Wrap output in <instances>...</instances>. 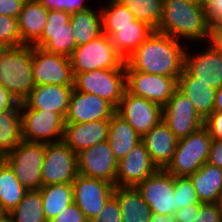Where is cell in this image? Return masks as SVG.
Wrapping results in <instances>:
<instances>
[{
    "label": "cell",
    "mask_w": 222,
    "mask_h": 222,
    "mask_svg": "<svg viewBox=\"0 0 222 222\" xmlns=\"http://www.w3.org/2000/svg\"><path fill=\"white\" fill-rule=\"evenodd\" d=\"M0 41L7 47H21L18 19L11 16L0 15Z\"/></svg>",
    "instance_id": "obj_38"
},
{
    "label": "cell",
    "mask_w": 222,
    "mask_h": 222,
    "mask_svg": "<svg viewBox=\"0 0 222 222\" xmlns=\"http://www.w3.org/2000/svg\"><path fill=\"white\" fill-rule=\"evenodd\" d=\"M157 170L141 141L118 161L115 187H136Z\"/></svg>",
    "instance_id": "obj_18"
},
{
    "label": "cell",
    "mask_w": 222,
    "mask_h": 222,
    "mask_svg": "<svg viewBox=\"0 0 222 222\" xmlns=\"http://www.w3.org/2000/svg\"><path fill=\"white\" fill-rule=\"evenodd\" d=\"M84 1L86 0H58V10L73 14L90 8Z\"/></svg>",
    "instance_id": "obj_46"
},
{
    "label": "cell",
    "mask_w": 222,
    "mask_h": 222,
    "mask_svg": "<svg viewBox=\"0 0 222 222\" xmlns=\"http://www.w3.org/2000/svg\"><path fill=\"white\" fill-rule=\"evenodd\" d=\"M141 141L158 169H165L171 162L178 143V139L163 120L144 134Z\"/></svg>",
    "instance_id": "obj_23"
},
{
    "label": "cell",
    "mask_w": 222,
    "mask_h": 222,
    "mask_svg": "<svg viewBox=\"0 0 222 222\" xmlns=\"http://www.w3.org/2000/svg\"><path fill=\"white\" fill-rule=\"evenodd\" d=\"M207 45L222 54V27H209Z\"/></svg>",
    "instance_id": "obj_48"
},
{
    "label": "cell",
    "mask_w": 222,
    "mask_h": 222,
    "mask_svg": "<svg viewBox=\"0 0 222 222\" xmlns=\"http://www.w3.org/2000/svg\"><path fill=\"white\" fill-rule=\"evenodd\" d=\"M74 90L95 94L115 109L126 91L125 69H96L89 72L77 73L74 76Z\"/></svg>",
    "instance_id": "obj_7"
},
{
    "label": "cell",
    "mask_w": 222,
    "mask_h": 222,
    "mask_svg": "<svg viewBox=\"0 0 222 222\" xmlns=\"http://www.w3.org/2000/svg\"><path fill=\"white\" fill-rule=\"evenodd\" d=\"M48 9L36 0H27L18 17L22 43L33 46L42 36Z\"/></svg>",
    "instance_id": "obj_24"
},
{
    "label": "cell",
    "mask_w": 222,
    "mask_h": 222,
    "mask_svg": "<svg viewBox=\"0 0 222 222\" xmlns=\"http://www.w3.org/2000/svg\"><path fill=\"white\" fill-rule=\"evenodd\" d=\"M189 178L201 203H217L222 193V168L206 162Z\"/></svg>",
    "instance_id": "obj_29"
},
{
    "label": "cell",
    "mask_w": 222,
    "mask_h": 222,
    "mask_svg": "<svg viewBox=\"0 0 222 222\" xmlns=\"http://www.w3.org/2000/svg\"><path fill=\"white\" fill-rule=\"evenodd\" d=\"M187 1L191 2V3H195V4L200 5L202 7L206 6V0H187Z\"/></svg>",
    "instance_id": "obj_54"
},
{
    "label": "cell",
    "mask_w": 222,
    "mask_h": 222,
    "mask_svg": "<svg viewBox=\"0 0 222 222\" xmlns=\"http://www.w3.org/2000/svg\"><path fill=\"white\" fill-rule=\"evenodd\" d=\"M150 222H176L175 214L163 215L152 213Z\"/></svg>",
    "instance_id": "obj_50"
},
{
    "label": "cell",
    "mask_w": 222,
    "mask_h": 222,
    "mask_svg": "<svg viewBox=\"0 0 222 222\" xmlns=\"http://www.w3.org/2000/svg\"><path fill=\"white\" fill-rule=\"evenodd\" d=\"M204 51L191 56L186 49L184 57V70L199 82L211 88L222 87V54L214 51L209 45Z\"/></svg>",
    "instance_id": "obj_20"
},
{
    "label": "cell",
    "mask_w": 222,
    "mask_h": 222,
    "mask_svg": "<svg viewBox=\"0 0 222 222\" xmlns=\"http://www.w3.org/2000/svg\"><path fill=\"white\" fill-rule=\"evenodd\" d=\"M27 191L15 176L14 171L0 158V212L9 213L13 210Z\"/></svg>",
    "instance_id": "obj_30"
},
{
    "label": "cell",
    "mask_w": 222,
    "mask_h": 222,
    "mask_svg": "<svg viewBox=\"0 0 222 222\" xmlns=\"http://www.w3.org/2000/svg\"><path fill=\"white\" fill-rule=\"evenodd\" d=\"M126 88L163 108L178 89V78L126 70Z\"/></svg>",
    "instance_id": "obj_12"
},
{
    "label": "cell",
    "mask_w": 222,
    "mask_h": 222,
    "mask_svg": "<svg viewBox=\"0 0 222 222\" xmlns=\"http://www.w3.org/2000/svg\"><path fill=\"white\" fill-rule=\"evenodd\" d=\"M70 22L74 29L76 47L84 45L102 34V18L100 9L95 12L88 8L71 14Z\"/></svg>",
    "instance_id": "obj_31"
},
{
    "label": "cell",
    "mask_w": 222,
    "mask_h": 222,
    "mask_svg": "<svg viewBox=\"0 0 222 222\" xmlns=\"http://www.w3.org/2000/svg\"><path fill=\"white\" fill-rule=\"evenodd\" d=\"M73 87L53 84L35 85L23 101L19 102V106L56 112L65 119Z\"/></svg>",
    "instance_id": "obj_21"
},
{
    "label": "cell",
    "mask_w": 222,
    "mask_h": 222,
    "mask_svg": "<svg viewBox=\"0 0 222 222\" xmlns=\"http://www.w3.org/2000/svg\"><path fill=\"white\" fill-rule=\"evenodd\" d=\"M43 210L48 222L73 203L72 183L42 186Z\"/></svg>",
    "instance_id": "obj_33"
},
{
    "label": "cell",
    "mask_w": 222,
    "mask_h": 222,
    "mask_svg": "<svg viewBox=\"0 0 222 222\" xmlns=\"http://www.w3.org/2000/svg\"><path fill=\"white\" fill-rule=\"evenodd\" d=\"M113 196L119 204L122 222H150L152 210L136 187H115Z\"/></svg>",
    "instance_id": "obj_27"
},
{
    "label": "cell",
    "mask_w": 222,
    "mask_h": 222,
    "mask_svg": "<svg viewBox=\"0 0 222 222\" xmlns=\"http://www.w3.org/2000/svg\"><path fill=\"white\" fill-rule=\"evenodd\" d=\"M9 214L13 222H48L40 190H28L21 202Z\"/></svg>",
    "instance_id": "obj_34"
},
{
    "label": "cell",
    "mask_w": 222,
    "mask_h": 222,
    "mask_svg": "<svg viewBox=\"0 0 222 222\" xmlns=\"http://www.w3.org/2000/svg\"><path fill=\"white\" fill-rule=\"evenodd\" d=\"M70 17L68 12L49 10L43 34L33 46L70 57L76 48Z\"/></svg>",
    "instance_id": "obj_13"
},
{
    "label": "cell",
    "mask_w": 222,
    "mask_h": 222,
    "mask_svg": "<svg viewBox=\"0 0 222 222\" xmlns=\"http://www.w3.org/2000/svg\"><path fill=\"white\" fill-rule=\"evenodd\" d=\"M108 142L117 161H120L138 143L141 136L116 112L110 118Z\"/></svg>",
    "instance_id": "obj_28"
},
{
    "label": "cell",
    "mask_w": 222,
    "mask_h": 222,
    "mask_svg": "<svg viewBox=\"0 0 222 222\" xmlns=\"http://www.w3.org/2000/svg\"><path fill=\"white\" fill-rule=\"evenodd\" d=\"M78 175L77 154L63 141L45 146L42 186L72 183Z\"/></svg>",
    "instance_id": "obj_10"
},
{
    "label": "cell",
    "mask_w": 222,
    "mask_h": 222,
    "mask_svg": "<svg viewBox=\"0 0 222 222\" xmlns=\"http://www.w3.org/2000/svg\"><path fill=\"white\" fill-rule=\"evenodd\" d=\"M73 202L89 222L97 217L113 195L115 185L107 181L78 174L72 182Z\"/></svg>",
    "instance_id": "obj_11"
},
{
    "label": "cell",
    "mask_w": 222,
    "mask_h": 222,
    "mask_svg": "<svg viewBox=\"0 0 222 222\" xmlns=\"http://www.w3.org/2000/svg\"><path fill=\"white\" fill-rule=\"evenodd\" d=\"M205 11L209 27H222V0H206Z\"/></svg>",
    "instance_id": "obj_41"
},
{
    "label": "cell",
    "mask_w": 222,
    "mask_h": 222,
    "mask_svg": "<svg viewBox=\"0 0 222 222\" xmlns=\"http://www.w3.org/2000/svg\"><path fill=\"white\" fill-rule=\"evenodd\" d=\"M0 222H13L9 213L0 212Z\"/></svg>",
    "instance_id": "obj_53"
},
{
    "label": "cell",
    "mask_w": 222,
    "mask_h": 222,
    "mask_svg": "<svg viewBox=\"0 0 222 222\" xmlns=\"http://www.w3.org/2000/svg\"><path fill=\"white\" fill-rule=\"evenodd\" d=\"M22 139L37 143H58L63 140L65 119L56 112L20 107Z\"/></svg>",
    "instance_id": "obj_8"
},
{
    "label": "cell",
    "mask_w": 222,
    "mask_h": 222,
    "mask_svg": "<svg viewBox=\"0 0 222 222\" xmlns=\"http://www.w3.org/2000/svg\"><path fill=\"white\" fill-rule=\"evenodd\" d=\"M207 163L222 168V140L212 139Z\"/></svg>",
    "instance_id": "obj_47"
},
{
    "label": "cell",
    "mask_w": 222,
    "mask_h": 222,
    "mask_svg": "<svg viewBox=\"0 0 222 222\" xmlns=\"http://www.w3.org/2000/svg\"><path fill=\"white\" fill-rule=\"evenodd\" d=\"M50 222H88V221L86 220L81 210L73 202Z\"/></svg>",
    "instance_id": "obj_43"
},
{
    "label": "cell",
    "mask_w": 222,
    "mask_h": 222,
    "mask_svg": "<svg viewBox=\"0 0 222 222\" xmlns=\"http://www.w3.org/2000/svg\"><path fill=\"white\" fill-rule=\"evenodd\" d=\"M181 41L153 31L125 60V70L179 78L184 70L186 47Z\"/></svg>",
    "instance_id": "obj_1"
},
{
    "label": "cell",
    "mask_w": 222,
    "mask_h": 222,
    "mask_svg": "<svg viewBox=\"0 0 222 222\" xmlns=\"http://www.w3.org/2000/svg\"><path fill=\"white\" fill-rule=\"evenodd\" d=\"M45 146L46 143L22 140L13 150L2 157L27 190H40L42 187L41 170Z\"/></svg>",
    "instance_id": "obj_6"
},
{
    "label": "cell",
    "mask_w": 222,
    "mask_h": 222,
    "mask_svg": "<svg viewBox=\"0 0 222 222\" xmlns=\"http://www.w3.org/2000/svg\"><path fill=\"white\" fill-rule=\"evenodd\" d=\"M214 111L222 112V87L216 90L215 101H214Z\"/></svg>",
    "instance_id": "obj_51"
},
{
    "label": "cell",
    "mask_w": 222,
    "mask_h": 222,
    "mask_svg": "<svg viewBox=\"0 0 222 222\" xmlns=\"http://www.w3.org/2000/svg\"><path fill=\"white\" fill-rule=\"evenodd\" d=\"M211 143L212 137L204 126L178 139L172 160L165 170L177 177H189L207 162Z\"/></svg>",
    "instance_id": "obj_4"
},
{
    "label": "cell",
    "mask_w": 222,
    "mask_h": 222,
    "mask_svg": "<svg viewBox=\"0 0 222 222\" xmlns=\"http://www.w3.org/2000/svg\"><path fill=\"white\" fill-rule=\"evenodd\" d=\"M200 204H194L189 207H183L175 212L176 222H194L198 216Z\"/></svg>",
    "instance_id": "obj_45"
},
{
    "label": "cell",
    "mask_w": 222,
    "mask_h": 222,
    "mask_svg": "<svg viewBox=\"0 0 222 222\" xmlns=\"http://www.w3.org/2000/svg\"><path fill=\"white\" fill-rule=\"evenodd\" d=\"M43 4L48 10H58V0H36Z\"/></svg>",
    "instance_id": "obj_52"
},
{
    "label": "cell",
    "mask_w": 222,
    "mask_h": 222,
    "mask_svg": "<svg viewBox=\"0 0 222 222\" xmlns=\"http://www.w3.org/2000/svg\"><path fill=\"white\" fill-rule=\"evenodd\" d=\"M174 196L176 197V211L201 203L189 177L174 176Z\"/></svg>",
    "instance_id": "obj_37"
},
{
    "label": "cell",
    "mask_w": 222,
    "mask_h": 222,
    "mask_svg": "<svg viewBox=\"0 0 222 222\" xmlns=\"http://www.w3.org/2000/svg\"><path fill=\"white\" fill-rule=\"evenodd\" d=\"M217 204L219 206V210H220V213H221V216H222V193L218 198Z\"/></svg>",
    "instance_id": "obj_55"
},
{
    "label": "cell",
    "mask_w": 222,
    "mask_h": 222,
    "mask_svg": "<svg viewBox=\"0 0 222 222\" xmlns=\"http://www.w3.org/2000/svg\"><path fill=\"white\" fill-rule=\"evenodd\" d=\"M134 15L135 19L145 22L154 30L158 27L163 0H117Z\"/></svg>",
    "instance_id": "obj_35"
},
{
    "label": "cell",
    "mask_w": 222,
    "mask_h": 222,
    "mask_svg": "<svg viewBox=\"0 0 222 222\" xmlns=\"http://www.w3.org/2000/svg\"><path fill=\"white\" fill-rule=\"evenodd\" d=\"M110 119L65 123L63 142L76 154L108 139Z\"/></svg>",
    "instance_id": "obj_22"
},
{
    "label": "cell",
    "mask_w": 222,
    "mask_h": 222,
    "mask_svg": "<svg viewBox=\"0 0 222 222\" xmlns=\"http://www.w3.org/2000/svg\"><path fill=\"white\" fill-rule=\"evenodd\" d=\"M115 108L105 99L91 93L72 90L65 123H86L110 119Z\"/></svg>",
    "instance_id": "obj_19"
},
{
    "label": "cell",
    "mask_w": 222,
    "mask_h": 222,
    "mask_svg": "<svg viewBox=\"0 0 222 222\" xmlns=\"http://www.w3.org/2000/svg\"><path fill=\"white\" fill-rule=\"evenodd\" d=\"M78 174L101 179L115 185L118 161L108 140L100 142L77 154Z\"/></svg>",
    "instance_id": "obj_17"
},
{
    "label": "cell",
    "mask_w": 222,
    "mask_h": 222,
    "mask_svg": "<svg viewBox=\"0 0 222 222\" xmlns=\"http://www.w3.org/2000/svg\"><path fill=\"white\" fill-rule=\"evenodd\" d=\"M89 222H122V214L117 199L112 195L98 216Z\"/></svg>",
    "instance_id": "obj_39"
},
{
    "label": "cell",
    "mask_w": 222,
    "mask_h": 222,
    "mask_svg": "<svg viewBox=\"0 0 222 222\" xmlns=\"http://www.w3.org/2000/svg\"><path fill=\"white\" fill-rule=\"evenodd\" d=\"M194 222H222L218 204L200 203V210Z\"/></svg>",
    "instance_id": "obj_40"
},
{
    "label": "cell",
    "mask_w": 222,
    "mask_h": 222,
    "mask_svg": "<svg viewBox=\"0 0 222 222\" xmlns=\"http://www.w3.org/2000/svg\"><path fill=\"white\" fill-rule=\"evenodd\" d=\"M152 213L175 214L174 175L165 169H158L136 186Z\"/></svg>",
    "instance_id": "obj_14"
},
{
    "label": "cell",
    "mask_w": 222,
    "mask_h": 222,
    "mask_svg": "<svg viewBox=\"0 0 222 222\" xmlns=\"http://www.w3.org/2000/svg\"><path fill=\"white\" fill-rule=\"evenodd\" d=\"M205 7L187 0H163L162 15L155 31L179 40L206 43L209 37Z\"/></svg>",
    "instance_id": "obj_2"
},
{
    "label": "cell",
    "mask_w": 222,
    "mask_h": 222,
    "mask_svg": "<svg viewBox=\"0 0 222 222\" xmlns=\"http://www.w3.org/2000/svg\"><path fill=\"white\" fill-rule=\"evenodd\" d=\"M8 47L0 41V55L7 49Z\"/></svg>",
    "instance_id": "obj_56"
},
{
    "label": "cell",
    "mask_w": 222,
    "mask_h": 222,
    "mask_svg": "<svg viewBox=\"0 0 222 222\" xmlns=\"http://www.w3.org/2000/svg\"><path fill=\"white\" fill-rule=\"evenodd\" d=\"M32 75L35 85L74 86L70 58L32 46Z\"/></svg>",
    "instance_id": "obj_9"
},
{
    "label": "cell",
    "mask_w": 222,
    "mask_h": 222,
    "mask_svg": "<svg viewBox=\"0 0 222 222\" xmlns=\"http://www.w3.org/2000/svg\"><path fill=\"white\" fill-rule=\"evenodd\" d=\"M162 120L177 139L187 137L204 126V120L195 110L190 99L178 89L163 107Z\"/></svg>",
    "instance_id": "obj_16"
},
{
    "label": "cell",
    "mask_w": 222,
    "mask_h": 222,
    "mask_svg": "<svg viewBox=\"0 0 222 222\" xmlns=\"http://www.w3.org/2000/svg\"><path fill=\"white\" fill-rule=\"evenodd\" d=\"M69 58L74 76L96 69H125V59L115 50L111 39L104 33L76 47Z\"/></svg>",
    "instance_id": "obj_5"
},
{
    "label": "cell",
    "mask_w": 222,
    "mask_h": 222,
    "mask_svg": "<svg viewBox=\"0 0 222 222\" xmlns=\"http://www.w3.org/2000/svg\"><path fill=\"white\" fill-rule=\"evenodd\" d=\"M21 112L19 104L0 112V158L22 141Z\"/></svg>",
    "instance_id": "obj_32"
},
{
    "label": "cell",
    "mask_w": 222,
    "mask_h": 222,
    "mask_svg": "<svg viewBox=\"0 0 222 222\" xmlns=\"http://www.w3.org/2000/svg\"><path fill=\"white\" fill-rule=\"evenodd\" d=\"M108 5L101 7L102 27L149 26L135 19L134 15L117 0L107 1Z\"/></svg>",
    "instance_id": "obj_36"
},
{
    "label": "cell",
    "mask_w": 222,
    "mask_h": 222,
    "mask_svg": "<svg viewBox=\"0 0 222 222\" xmlns=\"http://www.w3.org/2000/svg\"><path fill=\"white\" fill-rule=\"evenodd\" d=\"M0 86L18 102L34 88L31 45L8 47L0 55Z\"/></svg>",
    "instance_id": "obj_3"
},
{
    "label": "cell",
    "mask_w": 222,
    "mask_h": 222,
    "mask_svg": "<svg viewBox=\"0 0 222 222\" xmlns=\"http://www.w3.org/2000/svg\"><path fill=\"white\" fill-rule=\"evenodd\" d=\"M178 90L190 99L203 120L214 111L216 89L199 82L185 70L178 78Z\"/></svg>",
    "instance_id": "obj_25"
},
{
    "label": "cell",
    "mask_w": 222,
    "mask_h": 222,
    "mask_svg": "<svg viewBox=\"0 0 222 222\" xmlns=\"http://www.w3.org/2000/svg\"><path fill=\"white\" fill-rule=\"evenodd\" d=\"M19 102L6 89L0 86V112L15 108Z\"/></svg>",
    "instance_id": "obj_49"
},
{
    "label": "cell",
    "mask_w": 222,
    "mask_h": 222,
    "mask_svg": "<svg viewBox=\"0 0 222 222\" xmlns=\"http://www.w3.org/2000/svg\"><path fill=\"white\" fill-rule=\"evenodd\" d=\"M154 31L151 26L102 27L115 50L127 59Z\"/></svg>",
    "instance_id": "obj_26"
},
{
    "label": "cell",
    "mask_w": 222,
    "mask_h": 222,
    "mask_svg": "<svg viewBox=\"0 0 222 222\" xmlns=\"http://www.w3.org/2000/svg\"><path fill=\"white\" fill-rule=\"evenodd\" d=\"M27 0H0V15L19 17Z\"/></svg>",
    "instance_id": "obj_44"
},
{
    "label": "cell",
    "mask_w": 222,
    "mask_h": 222,
    "mask_svg": "<svg viewBox=\"0 0 222 222\" xmlns=\"http://www.w3.org/2000/svg\"><path fill=\"white\" fill-rule=\"evenodd\" d=\"M204 127L212 139L222 140V112L213 111L205 120Z\"/></svg>",
    "instance_id": "obj_42"
},
{
    "label": "cell",
    "mask_w": 222,
    "mask_h": 222,
    "mask_svg": "<svg viewBox=\"0 0 222 222\" xmlns=\"http://www.w3.org/2000/svg\"><path fill=\"white\" fill-rule=\"evenodd\" d=\"M115 112L126 120L141 137L163 118L161 106L141 96H136L127 89Z\"/></svg>",
    "instance_id": "obj_15"
}]
</instances>
